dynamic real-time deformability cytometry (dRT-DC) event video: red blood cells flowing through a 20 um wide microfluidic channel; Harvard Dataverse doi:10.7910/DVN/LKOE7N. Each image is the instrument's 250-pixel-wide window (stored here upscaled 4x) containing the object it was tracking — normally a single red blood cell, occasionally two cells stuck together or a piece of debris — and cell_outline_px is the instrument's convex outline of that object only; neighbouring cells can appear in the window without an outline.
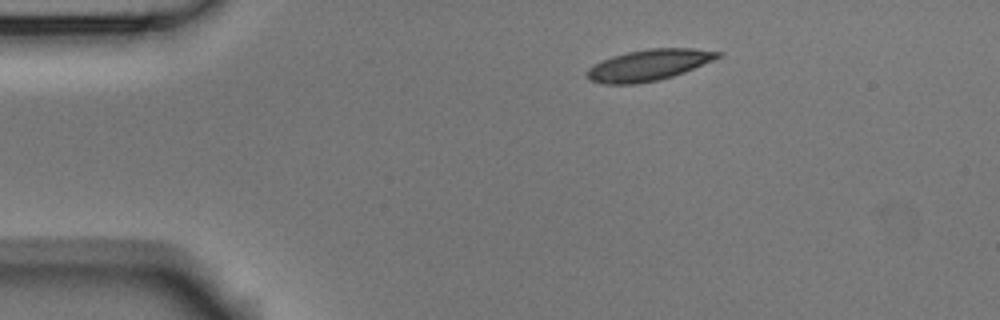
{"species": "Egyptian fruit bat (a non-hibernating species)", "species_latin": "Rousettus aegyptiacus", "temperature_condition": "room temperature", "stored_images_in_passage": 4, "camera_frame_rate_fps": 3000, "um_per_image_px": 0.085, "animal": {"sex": "male"}, "frame": {"image": 1, "passage_image": 4, "time_ms": 1.0, "image_size_px": [1000, 320], "cell_outline_px": [[724, 52], [720, 56], [712, 60], [684, 72], [660, 80], [636, 84], [604, 84], [588, 80], [588, 68], [612, 56], [628, 52], [648, 48], [692, 48]], "centroid_in_image_um": [55.15, 5.53], "position_along_channel_um": 29.9, "area_um2": 23.52}}